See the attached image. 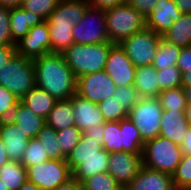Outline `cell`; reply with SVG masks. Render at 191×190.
Masks as SVG:
<instances>
[{
  "instance_id": "cell-1",
  "label": "cell",
  "mask_w": 191,
  "mask_h": 190,
  "mask_svg": "<svg viewBox=\"0 0 191 190\" xmlns=\"http://www.w3.org/2000/svg\"><path fill=\"white\" fill-rule=\"evenodd\" d=\"M35 86L56 100H67L76 94L77 79L61 53H48L33 59Z\"/></svg>"
},
{
  "instance_id": "cell-2",
  "label": "cell",
  "mask_w": 191,
  "mask_h": 190,
  "mask_svg": "<svg viewBox=\"0 0 191 190\" xmlns=\"http://www.w3.org/2000/svg\"><path fill=\"white\" fill-rule=\"evenodd\" d=\"M112 45L113 43L91 45L73 43L62 55L78 79L86 74L104 71Z\"/></svg>"
},
{
  "instance_id": "cell-3",
  "label": "cell",
  "mask_w": 191,
  "mask_h": 190,
  "mask_svg": "<svg viewBox=\"0 0 191 190\" xmlns=\"http://www.w3.org/2000/svg\"><path fill=\"white\" fill-rule=\"evenodd\" d=\"M182 157L181 146L161 136L145 142L142 153L143 165L171 176L176 172Z\"/></svg>"
},
{
  "instance_id": "cell-4",
  "label": "cell",
  "mask_w": 191,
  "mask_h": 190,
  "mask_svg": "<svg viewBox=\"0 0 191 190\" xmlns=\"http://www.w3.org/2000/svg\"><path fill=\"white\" fill-rule=\"evenodd\" d=\"M110 43L120 44L146 27V19L127 3L105 9Z\"/></svg>"
},
{
  "instance_id": "cell-5",
  "label": "cell",
  "mask_w": 191,
  "mask_h": 190,
  "mask_svg": "<svg viewBox=\"0 0 191 190\" xmlns=\"http://www.w3.org/2000/svg\"><path fill=\"white\" fill-rule=\"evenodd\" d=\"M0 85L21 101L35 86L33 59L16 54L4 68L0 69Z\"/></svg>"
},
{
  "instance_id": "cell-6",
  "label": "cell",
  "mask_w": 191,
  "mask_h": 190,
  "mask_svg": "<svg viewBox=\"0 0 191 190\" xmlns=\"http://www.w3.org/2000/svg\"><path fill=\"white\" fill-rule=\"evenodd\" d=\"M163 108L158 97L140 98L128 113V117L138 128L141 138L147 142L160 134Z\"/></svg>"
},
{
  "instance_id": "cell-7",
  "label": "cell",
  "mask_w": 191,
  "mask_h": 190,
  "mask_svg": "<svg viewBox=\"0 0 191 190\" xmlns=\"http://www.w3.org/2000/svg\"><path fill=\"white\" fill-rule=\"evenodd\" d=\"M162 36L156 34L152 29H144L131 35L120 43L126 56L133 65L137 67L152 65L158 45Z\"/></svg>"
},
{
  "instance_id": "cell-8",
  "label": "cell",
  "mask_w": 191,
  "mask_h": 190,
  "mask_svg": "<svg viewBox=\"0 0 191 190\" xmlns=\"http://www.w3.org/2000/svg\"><path fill=\"white\" fill-rule=\"evenodd\" d=\"M74 43L91 45L110 43L105 9L89 6L82 20L73 27Z\"/></svg>"
},
{
  "instance_id": "cell-9",
  "label": "cell",
  "mask_w": 191,
  "mask_h": 190,
  "mask_svg": "<svg viewBox=\"0 0 191 190\" xmlns=\"http://www.w3.org/2000/svg\"><path fill=\"white\" fill-rule=\"evenodd\" d=\"M28 181L42 190H54L72 178V171L64 160H46L27 168Z\"/></svg>"
},
{
  "instance_id": "cell-10",
  "label": "cell",
  "mask_w": 191,
  "mask_h": 190,
  "mask_svg": "<svg viewBox=\"0 0 191 190\" xmlns=\"http://www.w3.org/2000/svg\"><path fill=\"white\" fill-rule=\"evenodd\" d=\"M117 86L105 71L86 74L77 79L76 93L94 103L102 102L115 93Z\"/></svg>"
},
{
  "instance_id": "cell-11",
  "label": "cell",
  "mask_w": 191,
  "mask_h": 190,
  "mask_svg": "<svg viewBox=\"0 0 191 190\" xmlns=\"http://www.w3.org/2000/svg\"><path fill=\"white\" fill-rule=\"evenodd\" d=\"M18 55L35 59L51 53L50 32L47 20L32 27L28 34L16 43Z\"/></svg>"
},
{
  "instance_id": "cell-12",
  "label": "cell",
  "mask_w": 191,
  "mask_h": 190,
  "mask_svg": "<svg viewBox=\"0 0 191 190\" xmlns=\"http://www.w3.org/2000/svg\"><path fill=\"white\" fill-rule=\"evenodd\" d=\"M136 67L126 56L120 44H113L108 54L105 72L110 76L117 87L134 84Z\"/></svg>"
},
{
  "instance_id": "cell-13",
  "label": "cell",
  "mask_w": 191,
  "mask_h": 190,
  "mask_svg": "<svg viewBox=\"0 0 191 190\" xmlns=\"http://www.w3.org/2000/svg\"><path fill=\"white\" fill-rule=\"evenodd\" d=\"M142 165V154L113 152L110 153L107 172L124 189L138 175Z\"/></svg>"
},
{
  "instance_id": "cell-14",
  "label": "cell",
  "mask_w": 191,
  "mask_h": 190,
  "mask_svg": "<svg viewBox=\"0 0 191 190\" xmlns=\"http://www.w3.org/2000/svg\"><path fill=\"white\" fill-rule=\"evenodd\" d=\"M110 153L104 148L97 155L90 157H66L67 164L72 171V177L82 183L98 173L108 171Z\"/></svg>"
},
{
  "instance_id": "cell-15",
  "label": "cell",
  "mask_w": 191,
  "mask_h": 190,
  "mask_svg": "<svg viewBox=\"0 0 191 190\" xmlns=\"http://www.w3.org/2000/svg\"><path fill=\"white\" fill-rule=\"evenodd\" d=\"M88 0H59L56 8L48 17V26L74 27L84 17Z\"/></svg>"
},
{
  "instance_id": "cell-16",
  "label": "cell",
  "mask_w": 191,
  "mask_h": 190,
  "mask_svg": "<svg viewBox=\"0 0 191 190\" xmlns=\"http://www.w3.org/2000/svg\"><path fill=\"white\" fill-rule=\"evenodd\" d=\"M182 15L174 0H159L145 18L146 27L163 36Z\"/></svg>"
},
{
  "instance_id": "cell-17",
  "label": "cell",
  "mask_w": 191,
  "mask_h": 190,
  "mask_svg": "<svg viewBox=\"0 0 191 190\" xmlns=\"http://www.w3.org/2000/svg\"><path fill=\"white\" fill-rule=\"evenodd\" d=\"M0 137L9 160L21 163L24 149L30 138L11 120L0 121Z\"/></svg>"
},
{
  "instance_id": "cell-18",
  "label": "cell",
  "mask_w": 191,
  "mask_h": 190,
  "mask_svg": "<svg viewBox=\"0 0 191 190\" xmlns=\"http://www.w3.org/2000/svg\"><path fill=\"white\" fill-rule=\"evenodd\" d=\"M124 190H176V188L171 175L142 165L138 175Z\"/></svg>"
},
{
  "instance_id": "cell-19",
  "label": "cell",
  "mask_w": 191,
  "mask_h": 190,
  "mask_svg": "<svg viewBox=\"0 0 191 190\" xmlns=\"http://www.w3.org/2000/svg\"><path fill=\"white\" fill-rule=\"evenodd\" d=\"M70 99L73 104L75 126L82 132L92 126L105 123L97 103L85 99L77 93Z\"/></svg>"
},
{
  "instance_id": "cell-20",
  "label": "cell",
  "mask_w": 191,
  "mask_h": 190,
  "mask_svg": "<svg viewBox=\"0 0 191 190\" xmlns=\"http://www.w3.org/2000/svg\"><path fill=\"white\" fill-rule=\"evenodd\" d=\"M189 125L184 111H163L159 136L181 145Z\"/></svg>"
},
{
  "instance_id": "cell-21",
  "label": "cell",
  "mask_w": 191,
  "mask_h": 190,
  "mask_svg": "<svg viewBox=\"0 0 191 190\" xmlns=\"http://www.w3.org/2000/svg\"><path fill=\"white\" fill-rule=\"evenodd\" d=\"M44 21L39 15L22 7L10 9L11 37L15 43L25 37L29 30Z\"/></svg>"
},
{
  "instance_id": "cell-22",
  "label": "cell",
  "mask_w": 191,
  "mask_h": 190,
  "mask_svg": "<svg viewBox=\"0 0 191 190\" xmlns=\"http://www.w3.org/2000/svg\"><path fill=\"white\" fill-rule=\"evenodd\" d=\"M10 120L20 127L24 133H27L30 139L36 138L45 125V119L36 115L21 101L17 103Z\"/></svg>"
},
{
  "instance_id": "cell-23",
  "label": "cell",
  "mask_w": 191,
  "mask_h": 190,
  "mask_svg": "<svg viewBox=\"0 0 191 190\" xmlns=\"http://www.w3.org/2000/svg\"><path fill=\"white\" fill-rule=\"evenodd\" d=\"M133 86L141 98L158 97L161 91L157 70L151 65L137 67Z\"/></svg>"
},
{
  "instance_id": "cell-24",
  "label": "cell",
  "mask_w": 191,
  "mask_h": 190,
  "mask_svg": "<svg viewBox=\"0 0 191 190\" xmlns=\"http://www.w3.org/2000/svg\"><path fill=\"white\" fill-rule=\"evenodd\" d=\"M57 100L48 92L34 86L22 99L21 102L36 115L46 119L53 109Z\"/></svg>"
},
{
  "instance_id": "cell-25",
  "label": "cell",
  "mask_w": 191,
  "mask_h": 190,
  "mask_svg": "<svg viewBox=\"0 0 191 190\" xmlns=\"http://www.w3.org/2000/svg\"><path fill=\"white\" fill-rule=\"evenodd\" d=\"M45 124L56 131L74 126V111L71 99L57 100L45 119Z\"/></svg>"
},
{
  "instance_id": "cell-26",
  "label": "cell",
  "mask_w": 191,
  "mask_h": 190,
  "mask_svg": "<svg viewBox=\"0 0 191 190\" xmlns=\"http://www.w3.org/2000/svg\"><path fill=\"white\" fill-rule=\"evenodd\" d=\"M162 38L180 47L191 46V13L182 14Z\"/></svg>"
},
{
  "instance_id": "cell-27",
  "label": "cell",
  "mask_w": 191,
  "mask_h": 190,
  "mask_svg": "<svg viewBox=\"0 0 191 190\" xmlns=\"http://www.w3.org/2000/svg\"><path fill=\"white\" fill-rule=\"evenodd\" d=\"M122 152L142 154L145 142L129 117L120 121Z\"/></svg>"
},
{
  "instance_id": "cell-28",
  "label": "cell",
  "mask_w": 191,
  "mask_h": 190,
  "mask_svg": "<svg viewBox=\"0 0 191 190\" xmlns=\"http://www.w3.org/2000/svg\"><path fill=\"white\" fill-rule=\"evenodd\" d=\"M0 179L9 190H17L28 181L27 169L23 164L9 160L0 167Z\"/></svg>"
},
{
  "instance_id": "cell-29",
  "label": "cell",
  "mask_w": 191,
  "mask_h": 190,
  "mask_svg": "<svg viewBox=\"0 0 191 190\" xmlns=\"http://www.w3.org/2000/svg\"><path fill=\"white\" fill-rule=\"evenodd\" d=\"M182 47L165 41H160L152 65L156 70L166 69L171 66H177V60Z\"/></svg>"
},
{
  "instance_id": "cell-30",
  "label": "cell",
  "mask_w": 191,
  "mask_h": 190,
  "mask_svg": "<svg viewBox=\"0 0 191 190\" xmlns=\"http://www.w3.org/2000/svg\"><path fill=\"white\" fill-rule=\"evenodd\" d=\"M43 144V148L48 157L52 160H64L66 155L63 153L58 142L56 130L48 125H44L36 137Z\"/></svg>"
},
{
  "instance_id": "cell-31",
  "label": "cell",
  "mask_w": 191,
  "mask_h": 190,
  "mask_svg": "<svg viewBox=\"0 0 191 190\" xmlns=\"http://www.w3.org/2000/svg\"><path fill=\"white\" fill-rule=\"evenodd\" d=\"M158 99L163 111H185L187 106L186 95L182 86L162 90Z\"/></svg>"
},
{
  "instance_id": "cell-32",
  "label": "cell",
  "mask_w": 191,
  "mask_h": 190,
  "mask_svg": "<svg viewBox=\"0 0 191 190\" xmlns=\"http://www.w3.org/2000/svg\"><path fill=\"white\" fill-rule=\"evenodd\" d=\"M50 32L51 52L63 53L73 43V27L48 26Z\"/></svg>"
},
{
  "instance_id": "cell-33",
  "label": "cell",
  "mask_w": 191,
  "mask_h": 190,
  "mask_svg": "<svg viewBox=\"0 0 191 190\" xmlns=\"http://www.w3.org/2000/svg\"><path fill=\"white\" fill-rule=\"evenodd\" d=\"M103 132V148L108 153L122 152L120 121L105 122L103 124Z\"/></svg>"
},
{
  "instance_id": "cell-34",
  "label": "cell",
  "mask_w": 191,
  "mask_h": 190,
  "mask_svg": "<svg viewBox=\"0 0 191 190\" xmlns=\"http://www.w3.org/2000/svg\"><path fill=\"white\" fill-rule=\"evenodd\" d=\"M43 144L37 138H32L29 140L27 147L24 149L21 164L27 169L30 166L42 163L49 160Z\"/></svg>"
},
{
  "instance_id": "cell-35",
  "label": "cell",
  "mask_w": 191,
  "mask_h": 190,
  "mask_svg": "<svg viewBox=\"0 0 191 190\" xmlns=\"http://www.w3.org/2000/svg\"><path fill=\"white\" fill-rule=\"evenodd\" d=\"M81 185L83 190H124L108 172L95 174L83 181Z\"/></svg>"
},
{
  "instance_id": "cell-36",
  "label": "cell",
  "mask_w": 191,
  "mask_h": 190,
  "mask_svg": "<svg viewBox=\"0 0 191 190\" xmlns=\"http://www.w3.org/2000/svg\"><path fill=\"white\" fill-rule=\"evenodd\" d=\"M98 107L105 122H119L128 117V112L120 106L113 96L98 103Z\"/></svg>"
},
{
  "instance_id": "cell-37",
  "label": "cell",
  "mask_w": 191,
  "mask_h": 190,
  "mask_svg": "<svg viewBox=\"0 0 191 190\" xmlns=\"http://www.w3.org/2000/svg\"><path fill=\"white\" fill-rule=\"evenodd\" d=\"M172 178L176 190H185L191 185V154H183Z\"/></svg>"
},
{
  "instance_id": "cell-38",
  "label": "cell",
  "mask_w": 191,
  "mask_h": 190,
  "mask_svg": "<svg viewBox=\"0 0 191 190\" xmlns=\"http://www.w3.org/2000/svg\"><path fill=\"white\" fill-rule=\"evenodd\" d=\"M82 134V131L75 125L56 131L58 142L66 156H68L73 148L79 143Z\"/></svg>"
},
{
  "instance_id": "cell-39",
  "label": "cell",
  "mask_w": 191,
  "mask_h": 190,
  "mask_svg": "<svg viewBox=\"0 0 191 190\" xmlns=\"http://www.w3.org/2000/svg\"><path fill=\"white\" fill-rule=\"evenodd\" d=\"M159 90H166L182 86V73L177 66L157 70Z\"/></svg>"
},
{
  "instance_id": "cell-40",
  "label": "cell",
  "mask_w": 191,
  "mask_h": 190,
  "mask_svg": "<svg viewBox=\"0 0 191 190\" xmlns=\"http://www.w3.org/2000/svg\"><path fill=\"white\" fill-rule=\"evenodd\" d=\"M101 149H103V145L98 139L88 138L82 134L79 143L67 157H90L97 155Z\"/></svg>"
},
{
  "instance_id": "cell-41",
  "label": "cell",
  "mask_w": 191,
  "mask_h": 190,
  "mask_svg": "<svg viewBox=\"0 0 191 190\" xmlns=\"http://www.w3.org/2000/svg\"><path fill=\"white\" fill-rule=\"evenodd\" d=\"M58 2L59 0H23L21 7L39 15L43 20H47Z\"/></svg>"
},
{
  "instance_id": "cell-42",
  "label": "cell",
  "mask_w": 191,
  "mask_h": 190,
  "mask_svg": "<svg viewBox=\"0 0 191 190\" xmlns=\"http://www.w3.org/2000/svg\"><path fill=\"white\" fill-rule=\"evenodd\" d=\"M113 97L128 113L141 98L133 85L117 87Z\"/></svg>"
},
{
  "instance_id": "cell-43",
  "label": "cell",
  "mask_w": 191,
  "mask_h": 190,
  "mask_svg": "<svg viewBox=\"0 0 191 190\" xmlns=\"http://www.w3.org/2000/svg\"><path fill=\"white\" fill-rule=\"evenodd\" d=\"M19 101L7 88L0 85V121L10 120L12 112Z\"/></svg>"
},
{
  "instance_id": "cell-44",
  "label": "cell",
  "mask_w": 191,
  "mask_h": 190,
  "mask_svg": "<svg viewBox=\"0 0 191 190\" xmlns=\"http://www.w3.org/2000/svg\"><path fill=\"white\" fill-rule=\"evenodd\" d=\"M0 45L16 47L11 37L10 30V9L0 5Z\"/></svg>"
},
{
  "instance_id": "cell-45",
  "label": "cell",
  "mask_w": 191,
  "mask_h": 190,
  "mask_svg": "<svg viewBox=\"0 0 191 190\" xmlns=\"http://www.w3.org/2000/svg\"><path fill=\"white\" fill-rule=\"evenodd\" d=\"M159 0H126V3L135 8L145 18L151 13L152 8Z\"/></svg>"
},
{
  "instance_id": "cell-46",
  "label": "cell",
  "mask_w": 191,
  "mask_h": 190,
  "mask_svg": "<svg viewBox=\"0 0 191 190\" xmlns=\"http://www.w3.org/2000/svg\"><path fill=\"white\" fill-rule=\"evenodd\" d=\"M177 67L182 74L191 71V46L182 47L177 60Z\"/></svg>"
},
{
  "instance_id": "cell-47",
  "label": "cell",
  "mask_w": 191,
  "mask_h": 190,
  "mask_svg": "<svg viewBox=\"0 0 191 190\" xmlns=\"http://www.w3.org/2000/svg\"><path fill=\"white\" fill-rule=\"evenodd\" d=\"M16 54V47L0 45V69L4 68Z\"/></svg>"
},
{
  "instance_id": "cell-48",
  "label": "cell",
  "mask_w": 191,
  "mask_h": 190,
  "mask_svg": "<svg viewBox=\"0 0 191 190\" xmlns=\"http://www.w3.org/2000/svg\"><path fill=\"white\" fill-rule=\"evenodd\" d=\"M93 7L108 9L126 3V0H88Z\"/></svg>"
},
{
  "instance_id": "cell-49",
  "label": "cell",
  "mask_w": 191,
  "mask_h": 190,
  "mask_svg": "<svg viewBox=\"0 0 191 190\" xmlns=\"http://www.w3.org/2000/svg\"><path fill=\"white\" fill-rule=\"evenodd\" d=\"M84 136L88 138H94L98 139L100 143H102L103 140V124H98V126H92L88 129H86L84 132H82Z\"/></svg>"
},
{
  "instance_id": "cell-50",
  "label": "cell",
  "mask_w": 191,
  "mask_h": 190,
  "mask_svg": "<svg viewBox=\"0 0 191 190\" xmlns=\"http://www.w3.org/2000/svg\"><path fill=\"white\" fill-rule=\"evenodd\" d=\"M54 190H83V188L81 183L72 177Z\"/></svg>"
},
{
  "instance_id": "cell-51",
  "label": "cell",
  "mask_w": 191,
  "mask_h": 190,
  "mask_svg": "<svg viewBox=\"0 0 191 190\" xmlns=\"http://www.w3.org/2000/svg\"><path fill=\"white\" fill-rule=\"evenodd\" d=\"M180 146L183 154H191V124L189 125L187 135L183 139Z\"/></svg>"
},
{
  "instance_id": "cell-52",
  "label": "cell",
  "mask_w": 191,
  "mask_h": 190,
  "mask_svg": "<svg viewBox=\"0 0 191 190\" xmlns=\"http://www.w3.org/2000/svg\"><path fill=\"white\" fill-rule=\"evenodd\" d=\"M182 14L191 13V0H174Z\"/></svg>"
},
{
  "instance_id": "cell-53",
  "label": "cell",
  "mask_w": 191,
  "mask_h": 190,
  "mask_svg": "<svg viewBox=\"0 0 191 190\" xmlns=\"http://www.w3.org/2000/svg\"><path fill=\"white\" fill-rule=\"evenodd\" d=\"M22 1L23 0H0V5L12 9L16 7H21Z\"/></svg>"
},
{
  "instance_id": "cell-54",
  "label": "cell",
  "mask_w": 191,
  "mask_h": 190,
  "mask_svg": "<svg viewBox=\"0 0 191 190\" xmlns=\"http://www.w3.org/2000/svg\"><path fill=\"white\" fill-rule=\"evenodd\" d=\"M8 161H9V158L7 156L5 146L0 137V167Z\"/></svg>"
},
{
  "instance_id": "cell-55",
  "label": "cell",
  "mask_w": 191,
  "mask_h": 190,
  "mask_svg": "<svg viewBox=\"0 0 191 190\" xmlns=\"http://www.w3.org/2000/svg\"><path fill=\"white\" fill-rule=\"evenodd\" d=\"M17 190H42V189L37 185H35L34 183L27 181L26 183L21 185Z\"/></svg>"
},
{
  "instance_id": "cell-56",
  "label": "cell",
  "mask_w": 191,
  "mask_h": 190,
  "mask_svg": "<svg viewBox=\"0 0 191 190\" xmlns=\"http://www.w3.org/2000/svg\"><path fill=\"white\" fill-rule=\"evenodd\" d=\"M182 86H191V71L182 74Z\"/></svg>"
},
{
  "instance_id": "cell-57",
  "label": "cell",
  "mask_w": 191,
  "mask_h": 190,
  "mask_svg": "<svg viewBox=\"0 0 191 190\" xmlns=\"http://www.w3.org/2000/svg\"><path fill=\"white\" fill-rule=\"evenodd\" d=\"M185 119L191 124V104H187L184 111Z\"/></svg>"
},
{
  "instance_id": "cell-58",
  "label": "cell",
  "mask_w": 191,
  "mask_h": 190,
  "mask_svg": "<svg viewBox=\"0 0 191 190\" xmlns=\"http://www.w3.org/2000/svg\"><path fill=\"white\" fill-rule=\"evenodd\" d=\"M185 91L187 104H191V86H182Z\"/></svg>"
},
{
  "instance_id": "cell-59",
  "label": "cell",
  "mask_w": 191,
  "mask_h": 190,
  "mask_svg": "<svg viewBox=\"0 0 191 190\" xmlns=\"http://www.w3.org/2000/svg\"><path fill=\"white\" fill-rule=\"evenodd\" d=\"M0 190H9L6 185L2 182V180L0 179Z\"/></svg>"
},
{
  "instance_id": "cell-60",
  "label": "cell",
  "mask_w": 191,
  "mask_h": 190,
  "mask_svg": "<svg viewBox=\"0 0 191 190\" xmlns=\"http://www.w3.org/2000/svg\"><path fill=\"white\" fill-rule=\"evenodd\" d=\"M185 190H191V185H190V186H188V187H187V189H185Z\"/></svg>"
}]
</instances>
